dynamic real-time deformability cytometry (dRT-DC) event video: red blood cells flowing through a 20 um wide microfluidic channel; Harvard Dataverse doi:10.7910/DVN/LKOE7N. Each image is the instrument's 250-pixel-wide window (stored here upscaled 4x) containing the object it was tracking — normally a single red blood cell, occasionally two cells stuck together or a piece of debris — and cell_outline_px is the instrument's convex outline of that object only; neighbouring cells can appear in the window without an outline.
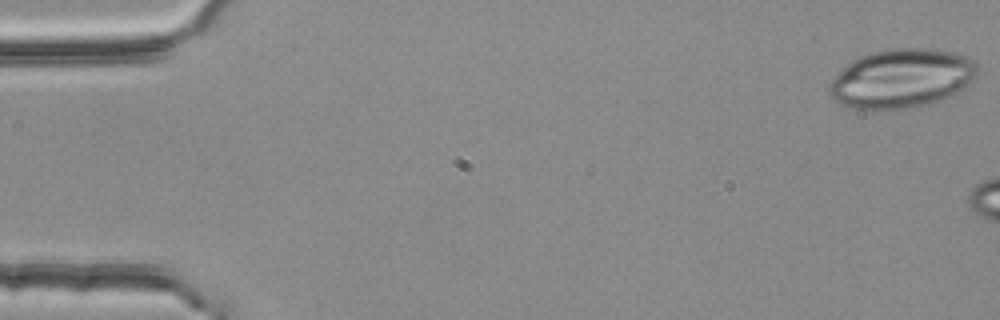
{"species": "common noctule bat (a hibernating species)", "species_latin": "Nyctalus noctula", "temperature_condition": "room temperature", "stored_images_in_passage": 13, "camera_frame_rate_fps": 3000, "um_per_image_px": 0.085, "animal": {"sex": "female", "body_mass_g": 25.1}, "frame": {"image": 1, "passage_image": 1, "time_ms": 0.0, "image_size_px": [1000, 320], "cell_outline_px": [[980, 68], [976, 76], [960, 92], [952, 96], [916, 108], [852, 108], [840, 104], [828, 92], [828, 88], [832, 80], [852, 60], [860, 56], [872, 52], [888, 48], [932, 48], [952, 52], [968, 56], [976, 60]], "centroid_in_image_um": [76.71, 6.65], "position_along_channel_um": 8.3, "area_um2": 51.1}}